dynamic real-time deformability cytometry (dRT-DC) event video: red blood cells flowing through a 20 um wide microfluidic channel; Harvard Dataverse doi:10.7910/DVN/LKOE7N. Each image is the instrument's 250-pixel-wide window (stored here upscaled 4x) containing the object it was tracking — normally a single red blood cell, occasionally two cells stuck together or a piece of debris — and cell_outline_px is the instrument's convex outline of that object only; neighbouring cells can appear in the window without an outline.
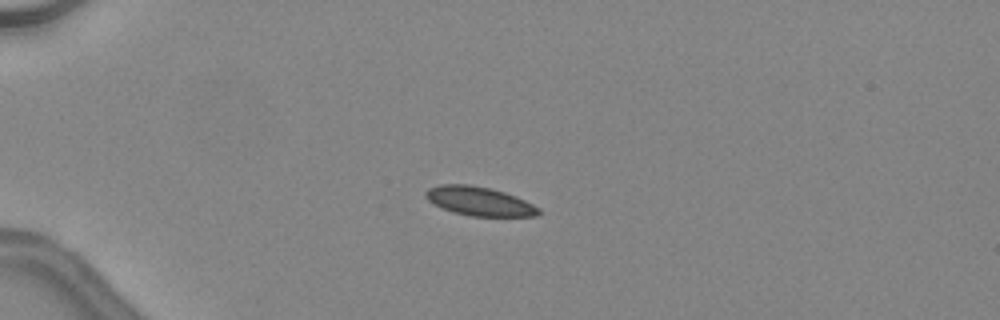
{"species": "common noctule bat (a hibernating species)", "species_latin": "Nyctalus noctula", "temperature_condition": "warm", "stored_images_in_passage": 5, "camera_frame_rate_fps": 3000, "um_per_image_px": 0.085, "animal": {"sex": "female", "body_mass_g": 24.6, "forearm_length_mm": 56.2}, "frame": {"image": 1, "passage_image": 1, "time_ms": 0.0, "image_size_px": [1000, 320], "cell_outline_px": [[540, 212], [536, 216], [472, 216], [452, 212], [428, 200], [424, 196], [424, 192], [428, 188], [440, 184], [468, 184], [488, 188], [504, 192], [516, 196], [540, 208]], "centroid_in_image_um": [40.73, 17.1], "position_along_channel_um": 44.3, "area_um2": 18.9}}